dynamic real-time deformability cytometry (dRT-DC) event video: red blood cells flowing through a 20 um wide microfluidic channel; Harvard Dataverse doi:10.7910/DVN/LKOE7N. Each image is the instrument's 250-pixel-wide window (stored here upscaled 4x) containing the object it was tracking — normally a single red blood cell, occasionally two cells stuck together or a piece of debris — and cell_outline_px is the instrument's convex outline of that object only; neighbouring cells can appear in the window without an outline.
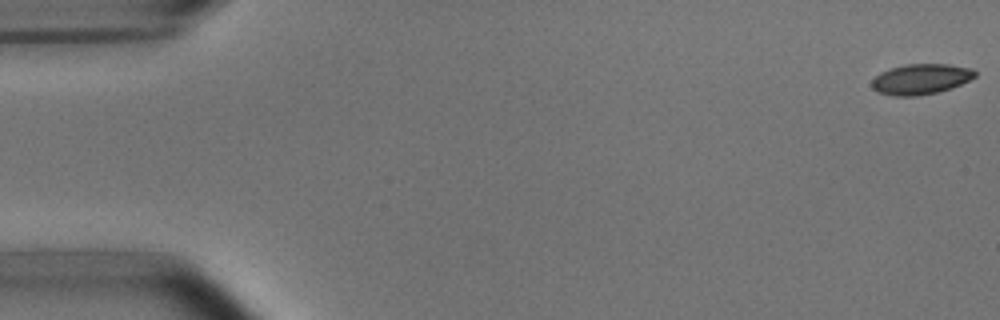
{"species": "common noctule bat (a hibernating species)", "species_latin": "Nyctalus noctula", "temperature_condition": "room temperature", "stored_images_in_passage": 53, "camera_frame_rate_fps": 3000, "um_per_image_px": 0.085, "animal": {"sex": "male", "body_mass_g": 15.6}, "frame": {"image": 1, "passage_image": 1, "time_ms": 0.0, "image_size_px": [1000, 320], "cell_outline_px": [[976, 76], [952, 88], [936, 92], [916, 96], [892, 96], [876, 92], [872, 88], [872, 80], [880, 72], [892, 68], [908, 64], [948, 64], [972, 68], [976, 72]], "centroid_in_image_um": [78.25, 6.73], "position_along_channel_um": 6.7, "area_um2": 18.26}}
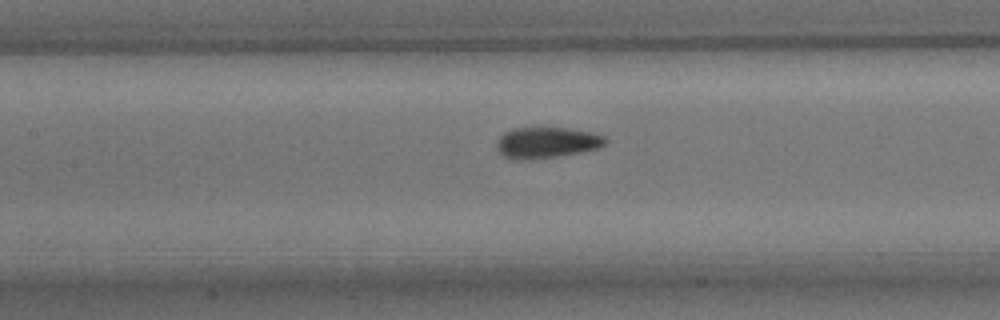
{"frame": {"image": 2, "passage_image": 24, "time_ms": 7.667, "image_size_px": [1000, 320], "cell_outline_px": [[608, 140], [600, 148], [580, 152], [556, 156], [528, 160], [512, 160], [504, 156], [496, 148], [496, 144], [500, 136], [504, 132], [512, 128], [568, 128], [592, 132], [604, 136]], "centroid_in_image_um": [46.45, 12.12], "position_along_channel_um": 160.9, "area_um2": 19.71}}
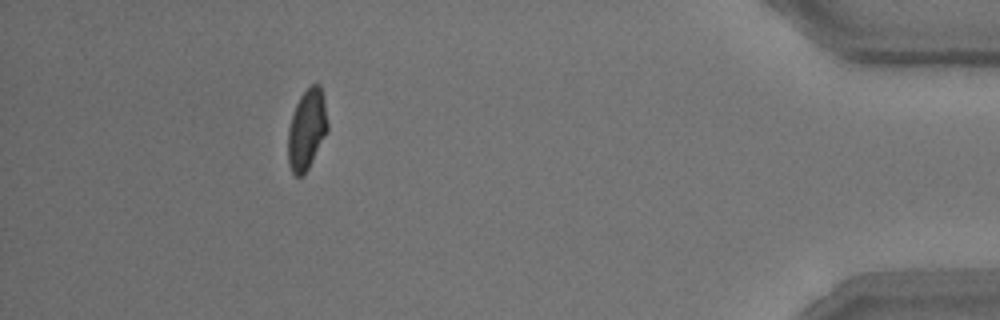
{"frame": {"image": 3, "passage_image": 48, "time_ms": 15.667, "image_size_px": [1000, 320], "cell_outline_px": [[328, 132], [308, 168], [300, 176], [296, 176], [292, 172], [288, 164], [288, 128], [296, 104], [300, 96], [312, 84], [320, 84], [324, 100], [328, 124]], "centroid_in_image_um": [26.08, 11.0], "position_along_channel_um": 409.1, "area_um2": 18.44}, "authors_computed_cell_mechanics": {"area_um2": 19.074, "velocity_mm_per_s": 3.801, "shape_relaxation_time_tau1_ms": 2.9241, "shape_relaxation_time_tau2_ms": 1.0023, "deformation_change_tau1": 0.1068, "deformation_change_tau2": 0.0479}}